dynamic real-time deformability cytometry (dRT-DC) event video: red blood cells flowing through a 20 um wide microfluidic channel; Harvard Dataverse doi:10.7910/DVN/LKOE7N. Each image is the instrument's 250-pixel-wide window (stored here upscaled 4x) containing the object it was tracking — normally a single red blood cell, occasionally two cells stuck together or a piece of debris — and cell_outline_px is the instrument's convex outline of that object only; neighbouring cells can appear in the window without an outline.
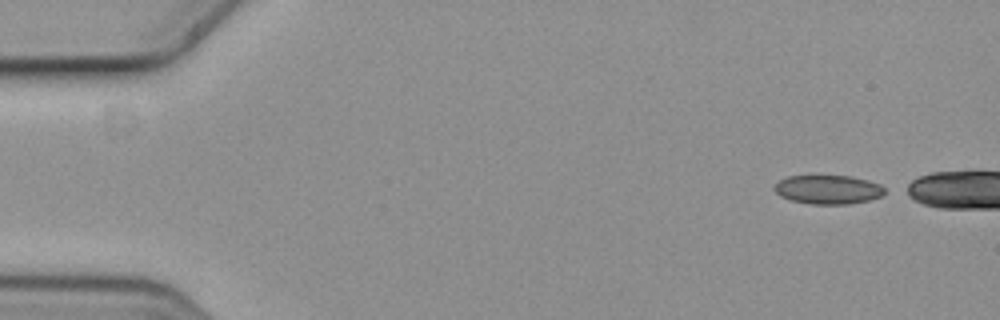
{"species": "common noctule bat (a hibernating species)", "species_latin": "Nyctalus noctula", "temperature_condition": "cold", "stored_images_in_passage": 3, "camera_frame_rate_fps": 3000, "um_per_image_px": 0.085, "animal": {"sex": "female", "body_mass_g": 19.3, "forearm_length_mm": 54.1}, "frame": {"image": 1, "passage_image": 1, "time_ms": 0.0, "image_size_px": [1000, 320], "cell_outline_px": [[884, 192], [880, 196], [868, 200], [848, 204], [812, 204], [792, 200], [780, 196], [772, 188], [780, 180], [788, 176], [848, 176], [868, 180], [880, 184], [884, 188]], "centroid_in_image_um": [70.37, 16.11], "position_along_channel_um": 14.6, "area_um2": 18.38}}